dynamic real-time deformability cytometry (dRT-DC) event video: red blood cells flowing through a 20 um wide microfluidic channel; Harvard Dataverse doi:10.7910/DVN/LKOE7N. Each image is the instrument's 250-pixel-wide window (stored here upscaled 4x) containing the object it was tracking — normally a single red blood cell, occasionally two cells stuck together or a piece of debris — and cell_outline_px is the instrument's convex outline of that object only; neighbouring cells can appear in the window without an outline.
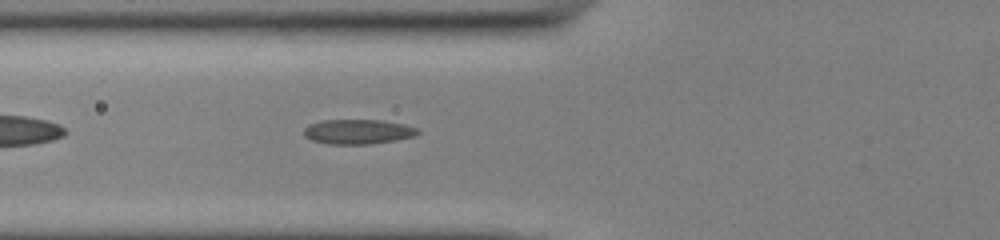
{"species": "common noctule bat (a hibernating species)", "species_latin": "Nyctalus noctula", "temperature_condition": "cold", "stored_images_in_passage": 38, "camera_frame_rate_fps": 3000, "um_per_image_px": 0.085, "animal": {"sex": "male", "body_mass_g": 13.0, "forearm_length_mm": 53.1}, "frame": {"image": 1, "passage_image": 7, "time_ms": 2.0, "image_size_px": [1000, 240], "cell_outline_px": [[420, 132], [416, 136], [396, 140], [368, 144], [328, 144], [312, 140], [304, 136], [304, 128], [308, 124], [324, 120], [384, 120], [404, 124], [420, 128]], "centroid_in_image_um": [30.46, 11.19], "position_along_channel_um": 95.3, "area_um2": 16.59}}
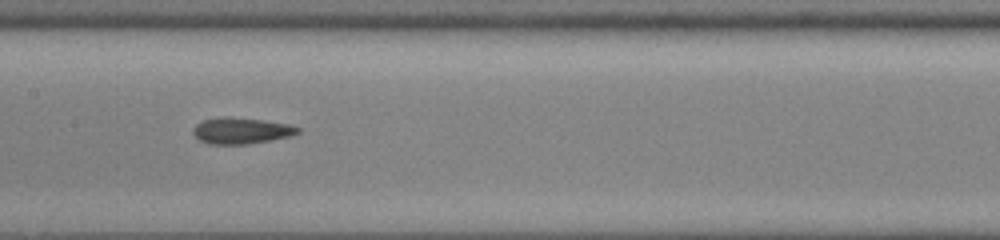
{"frame": {"image": 2, "passage_image": 14, "time_ms": 4.333, "image_size_px": [1000, 240], "cell_outline_px": [[300, 132], [292, 136], [272, 140], [248, 144], [208, 144], [200, 140], [192, 132], [192, 128], [196, 124], [204, 120], [264, 120], [288, 124], [300, 128]], "centroid_in_image_um": [20.57, 11.17], "position_along_channel_um": 186.8, "area_um2": 15.2}}
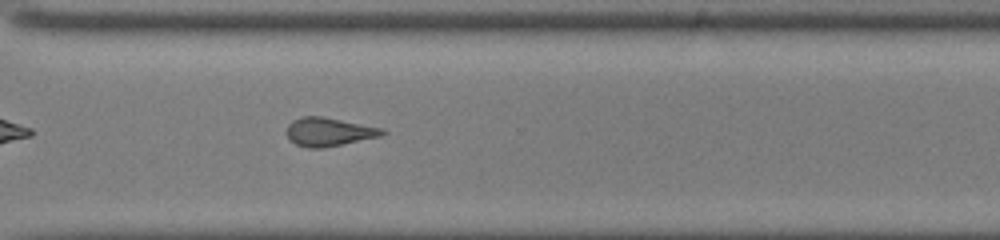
{"frame": {"image": 3, "passage_image": 26, "time_ms": 8.333, "image_size_px": [1000, 240], "cell_outline_px": [[388, 132], [380, 136], [320, 148], [308, 148], [296, 144], [288, 140], [284, 132], [288, 124], [292, 120], [304, 116], [320, 116], [384, 128]], "centroid_in_image_um": [27.9, 11.2], "position_along_channel_um": 342.7, "area_um2": 15.9}}